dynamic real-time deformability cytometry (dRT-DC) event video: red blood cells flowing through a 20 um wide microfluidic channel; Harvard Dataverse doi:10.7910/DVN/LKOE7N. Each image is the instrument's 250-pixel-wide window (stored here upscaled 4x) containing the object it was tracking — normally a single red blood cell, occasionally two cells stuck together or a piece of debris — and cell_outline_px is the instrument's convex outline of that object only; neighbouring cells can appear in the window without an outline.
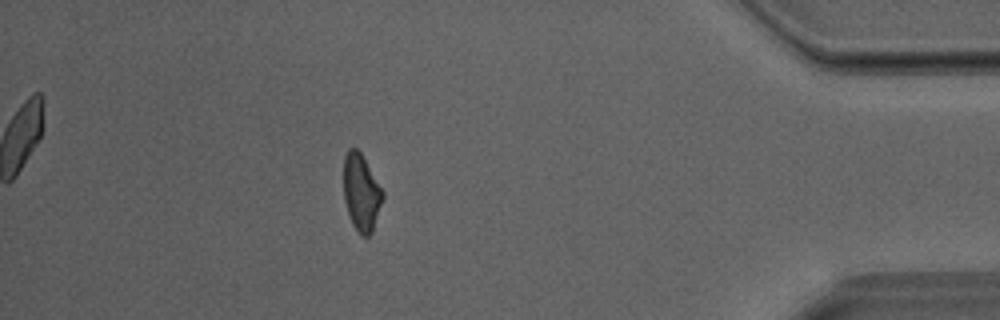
{"species": "Egyptian fruit bat (a non-hibernating species)", "species_latin": "Rousettus aegyptiacus", "temperature_condition": "room temperature", "stored_images_in_passage": 29, "camera_frame_rate_fps": 3000, "um_per_image_px": 0.085, "animal": {"sex": "male"}, "frame": {"image": 1, "passage_image": 25, "time_ms": 8.0, "image_size_px": [1000, 320], "cell_outline_px": [[384, 196], [372, 232], [368, 236], [360, 236], [352, 224], [348, 216], [344, 200], [344, 156], [348, 148], [356, 148], [360, 152], [384, 192]], "centroid_in_image_um": [30.7, 16.39], "position_along_channel_um": 404.5, "area_um2": 17.51}}